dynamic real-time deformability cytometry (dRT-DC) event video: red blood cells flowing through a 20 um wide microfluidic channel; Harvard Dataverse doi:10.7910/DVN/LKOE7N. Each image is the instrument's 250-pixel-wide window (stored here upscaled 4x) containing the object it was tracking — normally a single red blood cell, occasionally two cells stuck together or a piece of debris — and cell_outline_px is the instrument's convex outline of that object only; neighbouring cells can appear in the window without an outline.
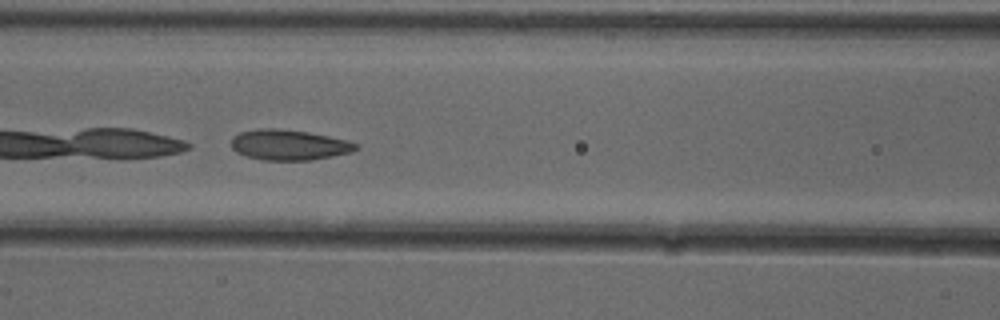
{"species": "common noctule bat (a hibernating species)", "species_latin": "Nyctalus noctula", "temperature_condition": "cold", "stored_images_in_passage": 54, "camera_frame_rate_fps": 3000, "um_per_image_px": 0.085, "animal": {"sex": "female"}, "frame": {"image": 1, "passage_image": 23, "time_ms": 7.333, "image_size_px": [1000, 320], "cell_outline_px": [[360, 148], [352, 152], [312, 160], [264, 160], [248, 156], [236, 152], [232, 148], [232, 136], [240, 132], [260, 128], [280, 128], [308, 132], [348, 140], [360, 144]], "centroid_in_image_um": [24.6, 12.31], "position_along_channel_um": 142.0, "area_um2": 22.25}}
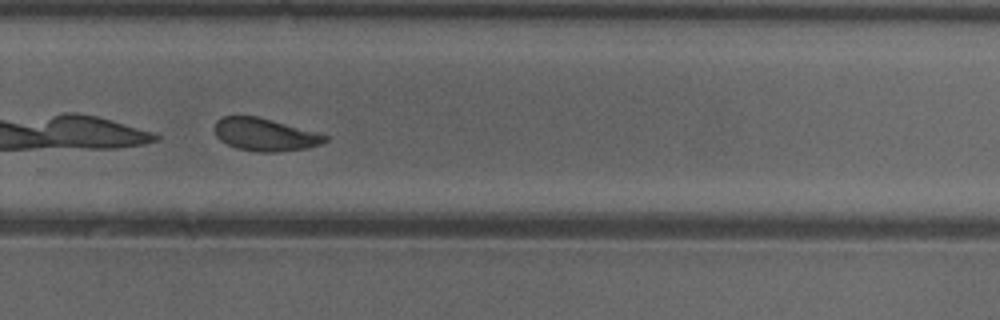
{"frame": {"image": 2, "passage_image": 36, "time_ms": 11.667, "image_size_px": [1000, 320], "cell_outline_px": [[328, 140], [320, 144], [308, 148], [276, 152], [256, 152], [236, 148], [220, 140], [216, 136], [216, 120], [224, 116], [256, 116], [328, 136]], "centroid_in_image_um": [22.49, 11.46], "position_along_channel_um": 307.3, "area_um2": 20.63}}
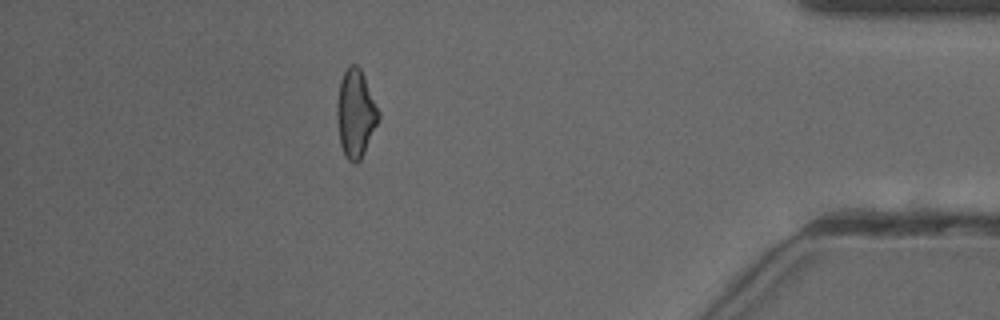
{"frame": {"image": 3, "passage_image": 48, "time_ms": 15.667, "image_size_px": [1000, 320], "cell_outline_px": [[380, 116], [364, 152], [360, 160], [356, 164], [348, 160], [344, 156], [340, 144], [336, 116], [336, 104], [340, 80], [348, 64], [356, 64], [360, 68], [364, 76], [380, 112]], "centroid_in_image_um": [30.2, 9.64], "position_along_channel_um": 405.0, "area_um2": 21.33}, "authors_computed_cell_mechanics": {"area_um2": 21.675, "velocity_mm_per_s": 3.819, "shape_relaxation_time_tau1_ms": 0.3223, "shape_relaxation_time_tau2_ms": 2.6179, "deformation_change_tau1": 0.2971, "deformation_change_tau2": 0.0888}}